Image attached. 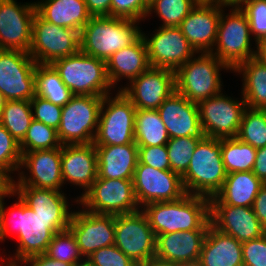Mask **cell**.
I'll use <instances>...</instances> for the list:
<instances>
[{
    "label": "cell",
    "instance_id": "obj_14",
    "mask_svg": "<svg viewBox=\"0 0 266 266\" xmlns=\"http://www.w3.org/2000/svg\"><path fill=\"white\" fill-rule=\"evenodd\" d=\"M220 93L197 103L199 118L206 137H237L246 102Z\"/></svg>",
    "mask_w": 266,
    "mask_h": 266
},
{
    "label": "cell",
    "instance_id": "obj_43",
    "mask_svg": "<svg viewBox=\"0 0 266 266\" xmlns=\"http://www.w3.org/2000/svg\"><path fill=\"white\" fill-rule=\"evenodd\" d=\"M240 9L249 20L251 35L254 34L255 42L266 37V0H250Z\"/></svg>",
    "mask_w": 266,
    "mask_h": 266
},
{
    "label": "cell",
    "instance_id": "obj_5",
    "mask_svg": "<svg viewBox=\"0 0 266 266\" xmlns=\"http://www.w3.org/2000/svg\"><path fill=\"white\" fill-rule=\"evenodd\" d=\"M51 65L73 95L104 97L111 94L109 89L113 86L107 75L106 62L101 59L79 50L73 55L55 60Z\"/></svg>",
    "mask_w": 266,
    "mask_h": 266
},
{
    "label": "cell",
    "instance_id": "obj_60",
    "mask_svg": "<svg viewBox=\"0 0 266 266\" xmlns=\"http://www.w3.org/2000/svg\"><path fill=\"white\" fill-rule=\"evenodd\" d=\"M177 266H200L198 263H193V264H179Z\"/></svg>",
    "mask_w": 266,
    "mask_h": 266
},
{
    "label": "cell",
    "instance_id": "obj_19",
    "mask_svg": "<svg viewBox=\"0 0 266 266\" xmlns=\"http://www.w3.org/2000/svg\"><path fill=\"white\" fill-rule=\"evenodd\" d=\"M68 229L85 258L115 242V215L96 214L87 210L73 211Z\"/></svg>",
    "mask_w": 266,
    "mask_h": 266
},
{
    "label": "cell",
    "instance_id": "obj_30",
    "mask_svg": "<svg viewBox=\"0 0 266 266\" xmlns=\"http://www.w3.org/2000/svg\"><path fill=\"white\" fill-rule=\"evenodd\" d=\"M262 184L252 171L228 173L220 191L209 199L210 205L252 207Z\"/></svg>",
    "mask_w": 266,
    "mask_h": 266
},
{
    "label": "cell",
    "instance_id": "obj_50",
    "mask_svg": "<svg viewBox=\"0 0 266 266\" xmlns=\"http://www.w3.org/2000/svg\"><path fill=\"white\" fill-rule=\"evenodd\" d=\"M92 17L111 16V0H84Z\"/></svg>",
    "mask_w": 266,
    "mask_h": 266
},
{
    "label": "cell",
    "instance_id": "obj_8",
    "mask_svg": "<svg viewBox=\"0 0 266 266\" xmlns=\"http://www.w3.org/2000/svg\"><path fill=\"white\" fill-rule=\"evenodd\" d=\"M251 29L249 20L239 7H233L228 15L223 10L217 28V38L211 51L220 61L232 71L242 62L256 56L252 50L250 39Z\"/></svg>",
    "mask_w": 266,
    "mask_h": 266
},
{
    "label": "cell",
    "instance_id": "obj_11",
    "mask_svg": "<svg viewBox=\"0 0 266 266\" xmlns=\"http://www.w3.org/2000/svg\"><path fill=\"white\" fill-rule=\"evenodd\" d=\"M79 50L78 31L54 25L35 13L29 54L37 64H52L55 60L73 55Z\"/></svg>",
    "mask_w": 266,
    "mask_h": 266
},
{
    "label": "cell",
    "instance_id": "obj_35",
    "mask_svg": "<svg viewBox=\"0 0 266 266\" xmlns=\"http://www.w3.org/2000/svg\"><path fill=\"white\" fill-rule=\"evenodd\" d=\"M257 149L237 137L221 138V153L226 173L252 171Z\"/></svg>",
    "mask_w": 266,
    "mask_h": 266
},
{
    "label": "cell",
    "instance_id": "obj_38",
    "mask_svg": "<svg viewBox=\"0 0 266 266\" xmlns=\"http://www.w3.org/2000/svg\"><path fill=\"white\" fill-rule=\"evenodd\" d=\"M61 146L57 130L34 119L31 121L24 139L19 143L21 153L49 150Z\"/></svg>",
    "mask_w": 266,
    "mask_h": 266
},
{
    "label": "cell",
    "instance_id": "obj_32",
    "mask_svg": "<svg viewBox=\"0 0 266 266\" xmlns=\"http://www.w3.org/2000/svg\"><path fill=\"white\" fill-rule=\"evenodd\" d=\"M233 71L243 75L242 95L246 107L266 109V62L254 56L240 63Z\"/></svg>",
    "mask_w": 266,
    "mask_h": 266
},
{
    "label": "cell",
    "instance_id": "obj_6",
    "mask_svg": "<svg viewBox=\"0 0 266 266\" xmlns=\"http://www.w3.org/2000/svg\"><path fill=\"white\" fill-rule=\"evenodd\" d=\"M230 69L212 53H201L175 71V90L198 103L221 93L219 70Z\"/></svg>",
    "mask_w": 266,
    "mask_h": 266
},
{
    "label": "cell",
    "instance_id": "obj_53",
    "mask_svg": "<svg viewBox=\"0 0 266 266\" xmlns=\"http://www.w3.org/2000/svg\"><path fill=\"white\" fill-rule=\"evenodd\" d=\"M14 182L15 180L11 177V174L6 170L0 168V195L14 196Z\"/></svg>",
    "mask_w": 266,
    "mask_h": 266
},
{
    "label": "cell",
    "instance_id": "obj_1",
    "mask_svg": "<svg viewBox=\"0 0 266 266\" xmlns=\"http://www.w3.org/2000/svg\"><path fill=\"white\" fill-rule=\"evenodd\" d=\"M17 196L18 201L11 206L8 213L3 202L0 217V240L3 241L7 235L15 233L19 241L15 256L8 258L9 264H19V261L23 263L31 256L45 254L54 234L62 231L51 219H43L35 214Z\"/></svg>",
    "mask_w": 266,
    "mask_h": 266
},
{
    "label": "cell",
    "instance_id": "obj_7",
    "mask_svg": "<svg viewBox=\"0 0 266 266\" xmlns=\"http://www.w3.org/2000/svg\"><path fill=\"white\" fill-rule=\"evenodd\" d=\"M103 97L73 95L62 107L61 122L57 129L62 145L93 143L99 121Z\"/></svg>",
    "mask_w": 266,
    "mask_h": 266
},
{
    "label": "cell",
    "instance_id": "obj_18",
    "mask_svg": "<svg viewBox=\"0 0 266 266\" xmlns=\"http://www.w3.org/2000/svg\"><path fill=\"white\" fill-rule=\"evenodd\" d=\"M36 6L0 0V49L29 53Z\"/></svg>",
    "mask_w": 266,
    "mask_h": 266
},
{
    "label": "cell",
    "instance_id": "obj_52",
    "mask_svg": "<svg viewBox=\"0 0 266 266\" xmlns=\"http://www.w3.org/2000/svg\"><path fill=\"white\" fill-rule=\"evenodd\" d=\"M22 264H25L24 266L27 264L28 266H72L71 264L63 263L62 261L50 258L45 254L31 256Z\"/></svg>",
    "mask_w": 266,
    "mask_h": 266
},
{
    "label": "cell",
    "instance_id": "obj_49",
    "mask_svg": "<svg viewBox=\"0 0 266 266\" xmlns=\"http://www.w3.org/2000/svg\"><path fill=\"white\" fill-rule=\"evenodd\" d=\"M252 209L262 226L266 229V183L261 185L253 202Z\"/></svg>",
    "mask_w": 266,
    "mask_h": 266
},
{
    "label": "cell",
    "instance_id": "obj_4",
    "mask_svg": "<svg viewBox=\"0 0 266 266\" xmlns=\"http://www.w3.org/2000/svg\"><path fill=\"white\" fill-rule=\"evenodd\" d=\"M226 175L221 139L205 137L198 143L181 179L186 193L210 199L220 191Z\"/></svg>",
    "mask_w": 266,
    "mask_h": 266
},
{
    "label": "cell",
    "instance_id": "obj_34",
    "mask_svg": "<svg viewBox=\"0 0 266 266\" xmlns=\"http://www.w3.org/2000/svg\"><path fill=\"white\" fill-rule=\"evenodd\" d=\"M35 84L36 95L61 107L73 97L72 92L51 64H36Z\"/></svg>",
    "mask_w": 266,
    "mask_h": 266
},
{
    "label": "cell",
    "instance_id": "obj_62",
    "mask_svg": "<svg viewBox=\"0 0 266 266\" xmlns=\"http://www.w3.org/2000/svg\"><path fill=\"white\" fill-rule=\"evenodd\" d=\"M73 266H89L88 263L86 261H84L83 263L77 264V265H73Z\"/></svg>",
    "mask_w": 266,
    "mask_h": 266
},
{
    "label": "cell",
    "instance_id": "obj_47",
    "mask_svg": "<svg viewBox=\"0 0 266 266\" xmlns=\"http://www.w3.org/2000/svg\"><path fill=\"white\" fill-rule=\"evenodd\" d=\"M138 161L158 170H170L166 145L138 147Z\"/></svg>",
    "mask_w": 266,
    "mask_h": 266
},
{
    "label": "cell",
    "instance_id": "obj_10",
    "mask_svg": "<svg viewBox=\"0 0 266 266\" xmlns=\"http://www.w3.org/2000/svg\"><path fill=\"white\" fill-rule=\"evenodd\" d=\"M135 112V106L120 90L114 98L110 94L104 96L93 144L118 146L135 143Z\"/></svg>",
    "mask_w": 266,
    "mask_h": 266
},
{
    "label": "cell",
    "instance_id": "obj_37",
    "mask_svg": "<svg viewBox=\"0 0 266 266\" xmlns=\"http://www.w3.org/2000/svg\"><path fill=\"white\" fill-rule=\"evenodd\" d=\"M237 138L258 149L266 146V109L246 107Z\"/></svg>",
    "mask_w": 266,
    "mask_h": 266
},
{
    "label": "cell",
    "instance_id": "obj_61",
    "mask_svg": "<svg viewBox=\"0 0 266 266\" xmlns=\"http://www.w3.org/2000/svg\"><path fill=\"white\" fill-rule=\"evenodd\" d=\"M6 263V265H4ZM1 266H19L18 264H9L8 262H2Z\"/></svg>",
    "mask_w": 266,
    "mask_h": 266
},
{
    "label": "cell",
    "instance_id": "obj_16",
    "mask_svg": "<svg viewBox=\"0 0 266 266\" xmlns=\"http://www.w3.org/2000/svg\"><path fill=\"white\" fill-rule=\"evenodd\" d=\"M141 35L152 67L176 71L197 53L179 27L161 26L150 39Z\"/></svg>",
    "mask_w": 266,
    "mask_h": 266
},
{
    "label": "cell",
    "instance_id": "obj_9",
    "mask_svg": "<svg viewBox=\"0 0 266 266\" xmlns=\"http://www.w3.org/2000/svg\"><path fill=\"white\" fill-rule=\"evenodd\" d=\"M84 209L106 215H122L140 211V206L134 193L133 180L107 179L97 177L92 186L76 203Z\"/></svg>",
    "mask_w": 266,
    "mask_h": 266
},
{
    "label": "cell",
    "instance_id": "obj_22",
    "mask_svg": "<svg viewBox=\"0 0 266 266\" xmlns=\"http://www.w3.org/2000/svg\"><path fill=\"white\" fill-rule=\"evenodd\" d=\"M210 222L240 242L260 238L266 233L252 207L210 205Z\"/></svg>",
    "mask_w": 266,
    "mask_h": 266
},
{
    "label": "cell",
    "instance_id": "obj_56",
    "mask_svg": "<svg viewBox=\"0 0 266 266\" xmlns=\"http://www.w3.org/2000/svg\"><path fill=\"white\" fill-rule=\"evenodd\" d=\"M250 0H224V6H230V7H241L244 3L248 2Z\"/></svg>",
    "mask_w": 266,
    "mask_h": 266
},
{
    "label": "cell",
    "instance_id": "obj_3",
    "mask_svg": "<svg viewBox=\"0 0 266 266\" xmlns=\"http://www.w3.org/2000/svg\"><path fill=\"white\" fill-rule=\"evenodd\" d=\"M135 20L111 16L91 17L80 32V50L105 62L132 44L141 30Z\"/></svg>",
    "mask_w": 266,
    "mask_h": 266
},
{
    "label": "cell",
    "instance_id": "obj_12",
    "mask_svg": "<svg viewBox=\"0 0 266 266\" xmlns=\"http://www.w3.org/2000/svg\"><path fill=\"white\" fill-rule=\"evenodd\" d=\"M36 64L27 52L0 49V91L7 101H30L36 95Z\"/></svg>",
    "mask_w": 266,
    "mask_h": 266
},
{
    "label": "cell",
    "instance_id": "obj_25",
    "mask_svg": "<svg viewBox=\"0 0 266 266\" xmlns=\"http://www.w3.org/2000/svg\"><path fill=\"white\" fill-rule=\"evenodd\" d=\"M207 230L156 235L155 257L178 265L198 263Z\"/></svg>",
    "mask_w": 266,
    "mask_h": 266
},
{
    "label": "cell",
    "instance_id": "obj_24",
    "mask_svg": "<svg viewBox=\"0 0 266 266\" xmlns=\"http://www.w3.org/2000/svg\"><path fill=\"white\" fill-rule=\"evenodd\" d=\"M61 172L63 184L69 181L70 184L78 185L86 192L98 177L95 145L93 143L62 145Z\"/></svg>",
    "mask_w": 266,
    "mask_h": 266
},
{
    "label": "cell",
    "instance_id": "obj_54",
    "mask_svg": "<svg viewBox=\"0 0 266 266\" xmlns=\"http://www.w3.org/2000/svg\"><path fill=\"white\" fill-rule=\"evenodd\" d=\"M178 264L172 263L170 261H165L157 257L148 259L146 262L139 263L137 266H177Z\"/></svg>",
    "mask_w": 266,
    "mask_h": 266
},
{
    "label": "cell",
    "instance_id": "obj_58",
    "mask_svg": "<svg viewBox=\"0 0 266 266\" xmlns=\"http://www.w3.org/2000/svg\"><path fill=\"white\" fill-rule=\"evenodd\" d=\"M6 101L7 100L5 99L4 95L0 91V115L2 113L4 106H5Z\"/></svg>",
    "mask_w": 266,
    "mask_h": 266
},
{
    "label": "cell",
    "instance_id": "obj_23",
    "mask_svg": "<svg viewBox=\"0 0 266 266\" xmlns=\"http://www.w3.org/2000/svg\"><path fill=\"white\" fill-rule=\"evenodd\" d=\"M224 5L197 4L179 28L197 53L213 51L217 28Z\"/></svg>",
    "mask_w": 266,
    "mask_h": 266
},
{
    "label": "cell",
    "instance_id": "obj_29",
    "mask_svg": "<svg viewBox=\"0 0 266 266\" xmlns=\"http://www.w3.org/2000/svg\"><path fill=\"white\" fill-rule=\"evenodd\" d=\"M106 67L109 81L113 87L122 77L131 81L145 72L150 67V63L142 35L129 46L114 53L107 60Z\"/></svg>",
    "mask_w": 266,
    "mask_h": 266
},
{
    "label": "cell",
    "instance_id": "obj_42",
    "mask_svg": "<svg viewBox=\"0 0 266 266\" xmlns=\"http://www.w3.org/2000/svg\"><path fill=\"white\" fill-rule=\"evenodd\" d=\"M21 157L19 143L0 123V168L19 172Z\"/></svg>",
    "mask_w": 266,
    "mask_h": 266
},
{
    "label": "cell",
    "instance_id": "obj_45",
    "mask_svg": "<svg viewBox=\"0 0 266 266\" xmlns=\"http://www.w3.org/2000/svg\"><path fill=\"white\" fill-rule=\"evenodd\" d=\"M31 109L33 119L44 123L47 126L53 127L56 130L59 128L61 122L62 107L51 103L50 101L35 95L31 100Z\"/></svg>",
    "mask_w": 266,
    "mask_h": 266
},
{
    "label": "cell",
    "instance_id": "obj_41",
    "mask_svg": "<svg viewBox=\"0 0 266 266\" xmlns=\"http://www.w3.org/2000/svg\"><path fill=\"white\" fill-rule=\"evenodd\" d=\"M203 139L194 137L170 138L166 144L170 170L182 176L191 161L194 150Z\"/></svg>",
    "mask_w": 266,
    "mask_h": 266
},
{
    "label": "cell",
    "instance_id": "obj_40",
    "mask_svg": "<svg viewBox=\"0 0 266 266\" xmlns=\"http://www.w3.org/2000/svg\"><path fill=\"white\" fill-rule=\"evenodd\" d=\"M45 255L72 266L85 261L79 251L75 237L69 229L54 234Z\"/></svg>",
    "mask_w": 266,
    "mask_h": 266
},
{
    "label": "cell",
    "instance_id": "obj_26",
    "mask_svg": "<svg viewBox=\"0 0 266 266\" xmlns=\"http://www.w3.org/2000/svg\"><path fill=\"white\" fill-rule=\"evenodd\" d=\"M14 192L43 219H51L62 231L69 227L72 211L69 212L67 198L62 191L14 186Z\"/></svg>",
    "mask_w": 266,
    "mask_h": 266
},
{
    "label": "cell",
    "instance_id": "obj_36",
    "mask_svg": "<svg viewBox=\"0 0 266 266\" xmlns=\"http://www.w3.org/2000/svg\"><path fill=\"white\" fill-rule=\"evenodd\" d=\"M30 101H6L0 115V123L20 143L33 120Z\"/></svg>",
    "mask_w": 266,
    "mask_h": 266
},
{
    "label": "cell",
    "instance_id": "obj_39",
    "mask_svg": "<svg viewBox=\"0 0 266 266\" xmlns=\"http://www.w3.org/2000/svg\"><path fill=\"white\" fill-rule=\"evenodd\" d=\"M197 5L195 0H150L147 16L154 12L162 20L163 27H179Z\"/></svg>",
    "mask_w": 266,
    "mask_h": 266
},
{
    "label": "cell",
    "instance_id": "obj_44",
    "mask_svg": "<svg viewBox=\"0 0 266 266\" xmlns=\"http://www.w3.org/2000/svg\"><path fill=\"white\" fill-rule=\"evenodd\" d=\"M85 261L89 266H137V263L114 244L96 250Z\"/></svg>",
    "mask_w": 266,
    "mask_h": 266
},
{
    "label": "cell",
    "instance_id": "obj_13",
    "mask_svg": "<svg viewBox=\"0 0 266 266\" xmlns=\"http://www.w3.org/2000/svg\"><path fill=\"white\" fill-rule=\"evenodd\" d=\"M156 236L142 210L115 215L114 245L135 263L155 257Z\"/></svg>",
    "mask_w": 266,
    "mask_h": 266
},
{
    "label": "cell",
    "instance_id": "obj_28",
    "mask_svg": "<svg viewBox=\"0 0 266 266\" xmlns=\"http://www.w3.org/2000/svg\"><path fill=\"white\" fill-rule=\"evenodd\" d=\"M198 264L200 266H243L242 242L210 224Z\"/></svg>",
    "mask_w": 266,
    "mask_h": 266
},
{
    "label": "cell",
    "instance_id": "obj_15",
    "mask_svg": "<svg viewBox=\"0 0 266 266\" xmlns=\"http://www.w3.org/2000/svg\"><path fill=\"white\" fill-rule=\"evenodd\" d=\"M133 186L141 208L148 203L178 200L186 194L179 174L171 170H158L139 161L134 172Z\"/></svg>",
    "mask_w": 266,
    "mask_h": 266
},
{
    "label": "cell",
    "instance_id": "obj_33",
    "mask_svg": "<svg viewBox=\"0 0 266 266\" xmlns=\"http://www.w3.org/2000/svg\"><path fill=\"white\" fill-rule=\"evenodd\" d=\"M134 134L138 147L166 145L170 139L158 111L150 109H136Z\"/></svg>",
    "mask_w": 266,
    "mask_h": 266
},
{
    "label": "cell",
    "instance_id": "obj_51",
    "mask_svg": "<svg viewBox=\"0 0 266 266\" xmlns=\"http://www.w3.org/2000/svg\"><path fill=\"white\" fill-rule=\"evenodd\" d=\"M252 172L263 183H266V146L257 149Z\"/></svg>",
    "mask_w": 266,
    "mask_h": 266
},
{
    "label": "cell",
    "instance_id": "obj_59",
    "mask_svg": "<svg viewBox=\"0 0 266 266\" xmlns=\"http://www.w3.org/2000/svg\"><path fill=\"white\" fill-rule=\"evenodd\" d=\"M5 197H8V195H0V217H1L2 204H3V201H4L3 199Z\"/></svg>",
    "mask_w": 266,
    "mask_h": 266
},
{
    "label": "cell",
    "instance_id": "obj_21",
    "mask_svg": "<svg viewBox=\"0 0 266 266\" xmlns=\"http://www.w3.org/2000/svg\"><path fill=\"white\" fill-rule=\"evenodd\" d=\"M169 138L206 137L199 118L198 105L176 90L157 109Z\"/></svg>",
    "mask_w": 266,
    "mask_h": 266
},
{
    "label": "cell",
    "instance_id": "obj_31",
    "mask_svg": "<svg viewBox=\"0 0 266 266\" xmlns=\"http://www.w3.org/2000/svg\"><path fill=\"white\" fill-rule=\"evenodd\" d=\"M35 6L46 21L79 33L92 17L84 0H45L35 2Z\"/></svg>",
    "mask_w": 266,
    "mask_h": 266
},
{
    "label": "cell",
    "instance_id": "obj_17",
    "mask_svg": "<svg viewBox=\"0 0 266 266\" xmlns=\"http://www.w3.org/2000/svg\"><path fill=\"white\" fill-rule=\"evenodd\" d=\"M120 91L136 109L157 110L175 91V71L150 66Z\"/></svg>",
    "mask_w": 266,
    "mask_h": 266
},
{
    "label": "cell",
    "instance_id": "obj_48",
    "mask_svg": "<svg viewBox=\"0 0 266 266\" xmlns=\"http://www.w3.org/2000/svg\"><path fill=\"white\" fill-rule=\"evenodd\" d=\"M243 266H266V233L242 242Z\"/></svg>",
    "mask_w": 266,
    "mask_h": 266
},
{
    "label": "cell",
    "instance_id": "obj_57",
    "mask_svg": "<svg viewBox=\"0 0 266 266\" xmlns=\"http://www.w3.org/2000/svg\"><path fill=\"white\" fill-rule=\"evenodd\" d=\"M197 4H217L224 5V0H195Z\"/></svg>",
    "mask_w": 266,
    "mask_h": 266
},
{
    "label": "cell",
    "instance_id": "obj_2",
    "mask_svg": "<svg viewBox=\"0 0 266 266\" xmlns=\"http://www.w3.org/2000/svg\"><path fill=\"white\" fill-rule=\"evenodd\" d=\"M155 236L195 229H208L210 202L203 196L186 193L178 200L148 203L143 206Z\"/></svg>",
    "mask_w": 266,
    "mask_h": 266
},
{
    "label": "cell",
    "instance_id": "obj_46",
    "mask_svg": "<svg viewBox=\"0 0 266 266\" xmlns=\"http://www.w3.org/2000/svg\"><path fill=\"white\" fill-rule=\"evenodd\" d=\"M150 0H111V17L145 20Z\"/></svg>",
    "mask_w": 266,
    "mask_h": 266
},
{
    "label": "cell",
    "instance_id": "obj_20",
    "mask_svg": "<svg viewBox=\"0 0 266 266\" xmlns=\"http://www.w3.org/2000/svg\"><path fill=\"white\" fill-rule=\"evenodd\" d=\"M22 167L29 170L30 176L21 171L14 186H33L36 188L60 191L63 179L61 172V147L49 150H37L21 153ZM25 175V176H24Z\"/></svg>",
    "mask_w": 266,
    "mask_h": 266
},
{
    "label": "cell",
    "instance_id": "obj_55",
    "mask_svg": "<svg viewBox=\"0 0 266 266\" xmlns=\"http://www.w3.org/2000/svg\"><path fill=\"white\" fill-rule=\"evenodd\" d=\"M256 46V57H258L263 62H266V37L257 42Z\"/></svg>",
    "mask_w": 266,
    "mask_h": 266
},
{
    "label": "cell",
    "instance_id": "obj_27",
    "mask_svg": "<svg viewBox=\"0 0 266 266\" xmlns=\"http://www.w3.org/2000/svg\"><path fill=\"white\" fill-rule=\"evenodd\" d=\"M98 177L133 180L138 162L136 143L124 145H95Z\"/></svg>",
    "mask_w": 266,
    "mask_h": 266
}]
</instances>
